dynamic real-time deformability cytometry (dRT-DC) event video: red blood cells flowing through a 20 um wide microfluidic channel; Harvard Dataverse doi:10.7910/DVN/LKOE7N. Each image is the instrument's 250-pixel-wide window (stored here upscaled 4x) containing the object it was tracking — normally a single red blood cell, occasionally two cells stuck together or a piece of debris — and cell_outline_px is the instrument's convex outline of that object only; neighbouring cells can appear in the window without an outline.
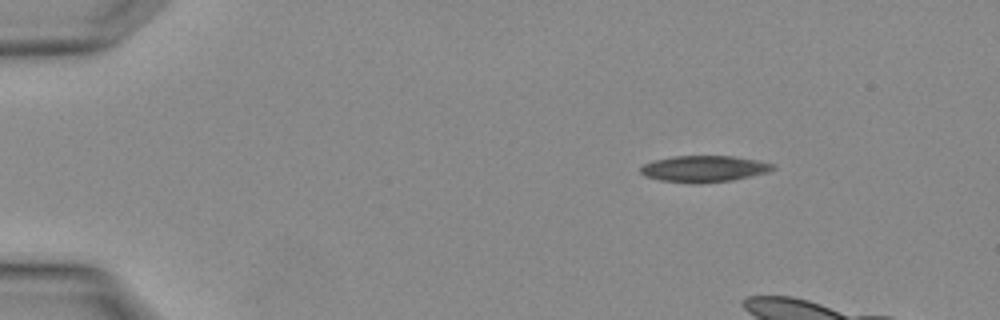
{"species": "Egyptian fruit bat (a non-hibernating species)", "species_latin": "Rousettus aegyptiacus", "temperature_condition": "warm", "stored_images_in_passage": 4, "camera_frame_rate_fps": 3000, "um_per_image_px": 0.085, "animal": {"sex": "female"}, "frame": {"image": 1, "passage_image": 1, "time_ms": 0.0, "image_size_px": [1000, 320], "cell_outline_px": [[776, 168], [768, 172], [732, 180], [700, 184], [692, 184], [660, 180], [644, 176], [640, 172], [640, 168], [644, 164], [656, 160], [672, 156], [732, 156], [756, 160], [776, 164]], "centroid_in_image_um": [59.85, 14.36], "position_along_channel_um": 25.2, "area_um2": 20.46}}